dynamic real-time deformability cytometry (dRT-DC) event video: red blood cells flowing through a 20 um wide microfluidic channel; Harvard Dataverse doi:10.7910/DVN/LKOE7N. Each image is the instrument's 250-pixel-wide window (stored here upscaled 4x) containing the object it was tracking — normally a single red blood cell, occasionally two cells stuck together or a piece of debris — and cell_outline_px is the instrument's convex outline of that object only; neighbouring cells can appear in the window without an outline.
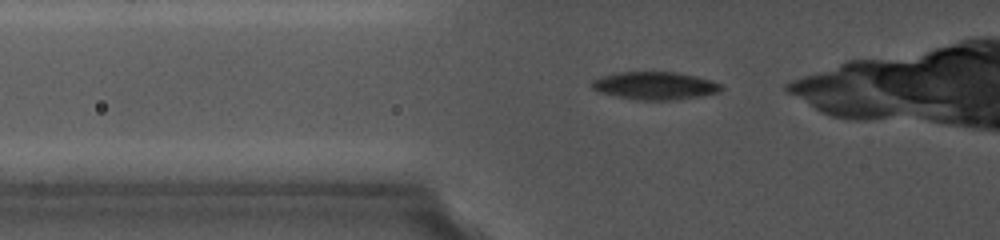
{"species": "common noctule bat (a hibernating species)", "species_latin": "Nyctalus noctula", "temperature_condition": "cold", "stored_images_in_passage": 13, "camera_frame_rate_fps": 5000, "um_per_image_px": 0.085, "animal": {"sex": "female", "body_mass_g": 19.0, "forearm_length_mm": 56.7}, "frame": {"image": 1, "passage_image": 3, "time_ms": 0.8, "image_size_px": [1000, 240], "cell_outline_px": [[724, 88], [720, 92], [704, 96], [668, 100], [636, 100], [616, 96], [600, 92], [592, 88], [592, 80], [600, 76], [616, 72], [676, 72], [696, 76], [712, 80], [720, 84]], "centroid_in_image_um": [55.69, 7.28], "position_along_channel_um": 70.1, "area_um2": 21.1}}